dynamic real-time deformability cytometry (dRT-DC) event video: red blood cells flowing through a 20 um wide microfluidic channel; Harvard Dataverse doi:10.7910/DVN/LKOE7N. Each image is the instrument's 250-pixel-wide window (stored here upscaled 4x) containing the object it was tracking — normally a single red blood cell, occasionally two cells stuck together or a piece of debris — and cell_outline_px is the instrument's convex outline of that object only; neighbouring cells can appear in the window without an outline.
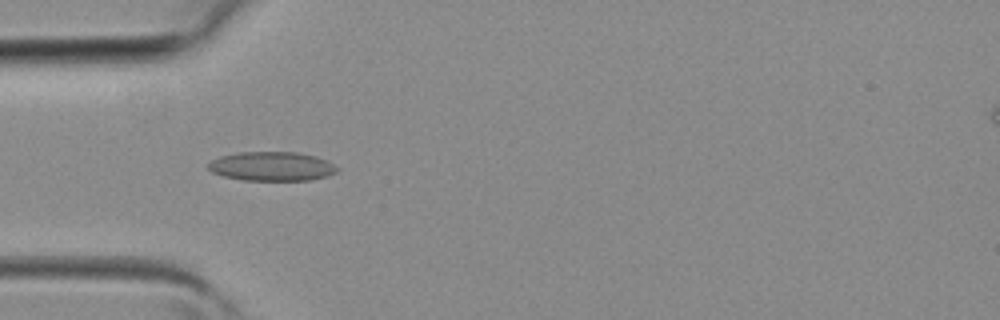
{"species": "common noctule bat (a hibernating species)", "species_latin": "Nyctalus noctula", "temperature_condition": "room temperature", "stored_images_in_passage": 3, "camera_frame_rate_fps": 3000, "um_per_image_px": 0.085, "animal": {"sex": "female", "body_mass_g": 19.3, "forearm_length_mm": 54.1}, "frame": {"image": 1, "passage_image": 2, "time_ms": 0.333, "image_size_px": [1000, 320], "cell_outline_px": [[340, 168], [336, 172], [328, 176], [312, 180], [244, 180], [224, 176], [212, 172], [208, 168], [208, 164], [212, 160], [220, 156], [240, 152], [296, 152], [316, 156]], "centroid_in_image_um": [23.11, 14.14], "position_along_channel_um": 61.9, "area_um2": 21.79}}
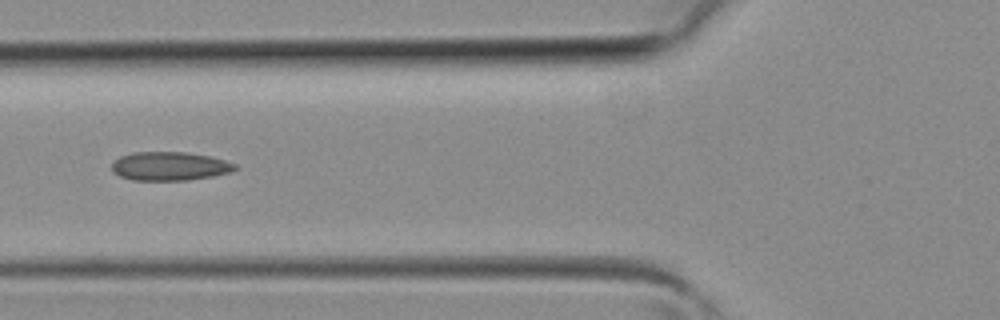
{"frame": {"image": 2, "passage_image": 3, "time_ms": 0.667, "image_size_px": [1000, 320], "cell_outline_px": [[236, 168], [232, 172], [212, 176], [188, 180], [132, 180], [120, 176], [112, 172], [112, 164], [120, 156], [132, 152], [188, 152], [208, 156], [224, 160], [236, 164]], "centroid_in_image_um": [14.41, 14.12], "position_along_channel_um": 111.4, "area_um2": 20.58}}